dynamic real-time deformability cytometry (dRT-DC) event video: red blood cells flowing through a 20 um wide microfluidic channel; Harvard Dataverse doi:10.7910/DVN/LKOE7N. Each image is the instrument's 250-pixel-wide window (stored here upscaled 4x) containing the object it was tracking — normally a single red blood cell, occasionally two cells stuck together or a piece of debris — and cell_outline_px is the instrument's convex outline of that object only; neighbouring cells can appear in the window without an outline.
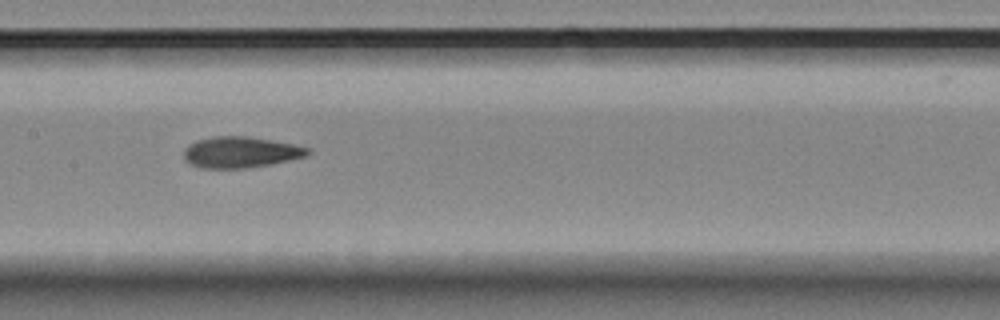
{"species": "Egyptian fruit bat (a non-hibernating species)", "species_latin": "Rousettus aegyptiacus", "temperature_condition": "room temperature", "stored_images_in_passage": 11, "camera_frame_rate_fps": 3000, "um_per_image_px": 0.085, "animal": {"sex": "female"}, "frame": {"image": 1, "passage_image": 7, "time_ms": 2.0, "image_size_px": [1000, 320], "cell_outline_px": [[312, 152], [304, 156], [288, 160], [268, 164], [244, 168], [200, 168], [184, 160], [184, 148], [188, 144], [196, 140], [212, 136], [248, 136], [292, 144], [308, 148]], "centroid_in_image_um": [20.38, 12.93], "position_along_channel_um": 187.0, "area_um2": 22.25}}
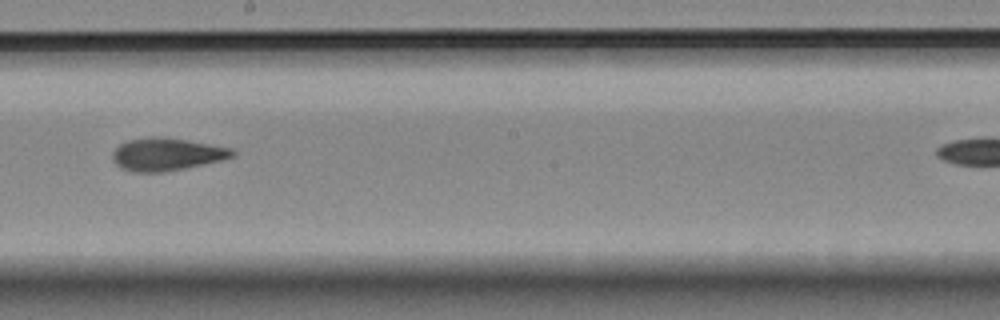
{"frame": {"image": 2, "passage_image": 8, "time_ms": 2.333, "image_size_px": [1000, 320], "cell_outline_px": [[236, 156], [224, 160], [164, 172], [132, 172], [120, 168], [112, 160], [112, 152], [120, 144], [128, 140], [152, 136], [156, 136], [184, 140], [232, 148], [236, 152]], "centroid_in_image_um": [14.16, 13.12], "position_along_channel_um": 234.0, "area_um2": 22.83}}